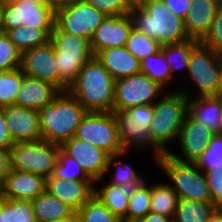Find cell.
Returning a JSON list of instances; mask_svg holds the SVG:
<instances>
[{
  "mask_svg": "<svg viewBox=\"0 0 222 222\" xmlns=\"http://www.w3.org/2000/svg\"><path fill=\"white\" fill-rule=\"evenodd\" d=\"M22 53L10 41L6 33H0V71L14 70L20 67Z\"/></svg>",
  "mask_w": 222,
  "mask_h": 222,
  "instance_id": "cell-39",
  "label": "cell"
},
{
  "mask_svg": "<svg viewBox=\"0 0 222 222\" xmlns=\"http://www.w3.org/2000/svg\"><path fill=\"white\" fill-rule=\"evenodd\" d=\"M75 137L101 148L109 156L123 152L113 111L87 112L77 127Z\"/></svg>",
  "mask_w": 222,
  "mask_h": 222,
  "instance_id": "cell-8",
  "label": "cell"
},
{
  "mask_svg": "<svg viewBox=\"0 0 222 222\" xmlns=\"http://www.w3.org/2000/svg\"><path fill=\"white\" fill-rule=\"evenodd\" d=\"M188 114L194 120L206 125L215 134L222 133V98L216 96L189 97Z\"/></svg>",
  "mask_w": 222,
  "mask_h": 222,
  "instance_id": "cell-24",
  "label": "cell"
},
{
  "mask_svg": "<svg viewBox=\"0 0 222 222\" xmlns=\"http://www.w3.org/2000/svg\"><path fill=\"white\" fill-rule=\"evenodd\" d=\"M94 187V196H96L116 217L122 222H127V211L131 189L125 186L103 184L96 190Z\"/></svg>",
  "mask_w": 222,
  "mask_h": 222,
  "instance_id": "cell-26",
  "label": "cell"
},
{
  "mask_svg": "<svg viewBox=\"0 0 222 222\" xmlns=\"http://www.w3.org/2000/svg\"><path fill=\"white\" fill-rule=\"evenodd\" d=\"M105 17L86 1H78L57 9L54 24L63 32L91 39Z\"/></svg>",
  "mask_w": 222,
  "mask_h": 222,
  "instance_id": "cell-13",
  "label": "cell"
},
{
  "mask_svg": "<svg viewBox=\"0 0 222 222\" xmlns=\"http://www.w3.org/2000/svg\"><path fill=\"white\" fill-rule=\"evenodd\" d=\"M133 27L131 14L106 16L90 39L94 56L102 50L126 46Z\"/></svg>",
  "mask_w": 222,
  "mask_h": 222,
  "instance_id": "cell-15",
  "label": "cell"
},
{
  "mask_svg": "<svg viewBox=\"0 0 222 222\" xmlns=\"http://www.w3.org/2000/svg\"><path fill=\"white\" fill-rule=\"evenodd\" d=\"M42 2L49 6L54 12L57 9L64 7V0H42Z\"/></svg>",
  "mask_w": 222,
  "mask_h": 222,
  "instance_id": "cell-50",
  "label": "cell"
},
{
  "mask_svg": "<svg viewBox=\"0 0 222 222\" xmlns=\"http://www.w3.org/2000/svg\"><path fill=\"white\" fill-rule=\"evenodd\" d=\"M199 42L195 39H188L180 43L161 46V52L169 65L172 76L176 70L182 68L187 70L192 49Z\"/></svg>",
  "mask_w": 222,
  "mask_h": 222,
  "instance_id": "cell-32",
  "label": "cell"
},
{
  "mask_svg": "<svg viewBox=\"0 0 222 222\" xmlns=\"http://www.w3.org/2000/svg\"><path fill=\"white\" fill-rule=\"evenodd\" d=\"M95 57L115 80L141 70L140 61L125 46L99 51Z\"/></svg>",
  "mask_w": 222,
  "mask_h": 222,
  "instance_id": "cell-23",
  "label": "cell"
},
{
  "mask_svg": "<svg viewBox=\"0 0 222 222\" xmlns=\"http://www.w3.org/2000/svg\"><path fill=\"white\" fill-rule=\"evenodd\" d=\"M23 78L24 73L20 67L14 70L0 71V108L15 105Z\"/></svg>",
  "mask_w": 222,
  "mask_h": 222,
  "instance_id": "cell-35",
  "label": "cell"
},
{
  "mask_svg": "<svg viewBox=\"0 0 222 222\" xmlns=\"http://www.w3.org/2000/svg\"><path fill=\"white\" fill-rule=\"evenodd\" d=\"M179 197L170 183H158L151 186L150 212L174 218Z\"/></svg>",
  "mask_w": 222,
  "mask_h": 222,
  "instance_id": "cell-27",
  "label": "cell"
},
{
  "mask_svg": "<svg viewBox=\"0 0 222 222\" xmlns=\"http://www.w3.org/2000/svg\"><path fill=\"white\" fill-rule=\"evenodd\" d=\"M156 163L174 183L170 186L179 199L212 203L205 173L200 172L201 170L195 163L178 161L169 153L156 159Z\"/></svg>",
  "mask_w": 222,
  "mask_h": 222,
  "instance_id": "cell-6",
  "label": "cell"
},
{
  "mask_svg": "<svg viewBox=\"0 0 222 222\" xmlns=\"http://www.w3.org/2000/svg\"><path fill=\"white\" fill-rule=\"evenodd\" d=\"M139 222H173V219L164 215L150 212Z\"/></svg>",
  "mask_w": 222,
  "mask_h": 222,
  "instance_id": "cell-48",
  "label": "cell"
},
{
  "mask_svg": "<svg viewBox=\"0 0 222 222\" xmlns=\"http://www.w3.org/2000/svg\"><path fill=\"white\" fill-rule=\"evenodd\" d=\"M60 145L47 140L15 142L10 147L11 169L47 178L56 166Z\"/></svg>",
  "mask_w": 222,
  "mask_h": 222,
  "instance_id": "cell-7",
  "label": "cell"
},
{
  "mask_svg": "<svg viewBox=\"0 0 222 222\" xmlns=\"http://www.w3.org/2000/svg\"><path fill=\"white\" fill-rule=\"evenodd\" d=\"M130 14L134 28L156 39L161 46L190 39L184 19L172 14L163 0H149L143 9L133 10Z\"/></svg>",
  "mask_w": 222,
  "mask_h": 222,
  "instance_id": "cell-3",
  "label": "cell"
},
{
  "mask_svg": "<svg viewBox=\"0 0 222 222\" xmlns=\"http://www.w3.org/2000/svg\"><path fill=\"white\" fill-rule=\"evenodd\" d=\"M216 208L209 202L179 199L173 222H207Z\"/></svg>",
  "mask_w": 222,
  "mask_h": 222,
  "instance_id": "cell-28",
  "label": "cell"
},
{
  "mask_svg": "<svg viewBox=\"0 0 222 222\" xmlns=\"http://www.w3.org/2000/svg\"><path fill=\"white\" fill-rule=\"evenodd\" d=\"M55 12L42 0H16L3 5V33L28 26L37 29H52Z\"/></svg>",
  "mask_w": 222,
  "mask_h": 222,
  "instance_id": "cell-10",
  "label": "cell"
},
{
  "mask_svg": "<svg viewBox=\"0 0 222 222\" xmlns=\"http://www.w3.org/2000/svg\"><path fill=\"white\" fill-rule=\"evenodd\" d=\"M0 222H38L30 200L0 199Z\"/></svg>",
  "mask_w": 222,
  "mask_h": 222,
  "instance_id": "cell-30",
  "label": "cell"
},
{
  "mask_svg": "<svg viewBox=\"0 0 222 222\" xmlns=\"http://www.w3.org/2000/svg\"><path fill=\"white\" fill-rule=\"evenodd\" d=\"M214 134L206 125L194 120L187 114L178 138V145H180L184 159L171 151L169 154L178 161L195 163L206 149L208 142Z\"/></svg>",
  "mask_w": 222,
  "mask_h": 222,
  "instance_id": "cell-16",
  "label": "cell"
},
{
  "mask_svg": "<svg viewBox=\"0 0 222 222\" xmlns=\"http://www.w3.org/2000/svg\"><path fill=\"white\" fill-rule=\"evenodd\" d=\"M164 95L153 104V120L148 130L152 142L167 154L170 152L167 144L179 138L180 129L188 114L190 96L184 90Z\"/></svg>",
  "mask_w": 222,
  "mask_h": 222,
  "instance_id": "cell-4",
  "label": "cell"
},
{
  "mask_svg": "<svg viewBox=\"0 0 222 222\" xmlns=\"http://www.w3.org/2000/svg\"><path fill=\"white\" fill-rule=\"evenodd\" d=\"M10 170V148L0 147V180L2 182Z\"/></svg>",
  "mask_w": 222,
  "mask_h": 222,
  "instance_id": "cell-47",
  "label": "cell"
},
{
  "mask_svg": "<svg viewBox=\"0 0 222 222\" xmlns=\"http://www.w3.org/2000/svg\"><path fill=\"white\" fill-rule=\"evenodd\" d=\"M207 222H222V208H216Z\"/></svg>",
  "mask_w": 222,
  "mask_h": 222,
  "instance_id": "cell-51",
  "label": "cell"
},
{
  "mask_svg": "<svg viewBox=\"0 0 222 222\" xmlns=\"http://www.w3.org/2000/svg\"><path fill=\"white\" fill-rule=\"evenodd\" d=\"M163 87L142 72L115 80L113 112H125L131 107L153 105Z\"/></svg>",
  "mask_w": 222,
  "mask_h": 222,
  "instance_id": "cell-9",
  "label": "cell"
},
{
  "mask_svg": "<svg viewBox=\"0 0 222 222\" xmlns=\"http://www.w3.org/2000/svg\"><path fill=\"white\" fill-rule=\"evenodd\" d=\"M78 1H85V0H64V6L67 5L68 3L78 2Z\"/></svg>",
  "mask_w": 222,
  "mask_h": 222,
  "instance_id": "cell-56",
  "label": "cell"
},
{
  "mask_svg": "<svg viewBox=\"0 0 222 222\" xmlns=\"http://www.w3.org/2000/svg\"><path fill=\"white\" fill-rule=\"evenodd\" d=\"M60 148L69 156L76 159L86 174L97 183L104 180L107 171L110 170L117 158L124 156L128 152H121L113 156H109L101 148L80 140L73 136L60 145ZM114 161V162H113Z\"/></svg>",
  "mask_w": 222,
  "mask_h": 222,
  "instance_id": "cell-11",
  "label": "cell"
},
{
  "mask_svg": "<svg viewBox=\"0 0 222 222\" xmlns=\"http://www.w3.org/2000/svg\"><path fill=\"white\" fill-rule=\"evenodd\" d=\"M52 176L64 180H92L73 157L59 149L58 160Z\"/></svg>",
  "mask_w": 222,
  "mask_h": 222,
  "instance_id": "cell-37",
  "label": "cell"
},
{
  "mask_svg": "<svg viewBox=\"0 0 222 222\" xmlns=\"http://www.w3.org/2000/svg\"><path fill=\"white\" fill-rule=\"evenodd\" d=\"M215 96L222 98V60H221L220 66H219L218 88H217V93Z\"/></svg>",
  "mask_w": 222,
  "mask_h": 222,
  "instance_id": "cell-52",
  "label": "cell"
},
{
  "mask_svg": "<svg viewBox=\"0 0 222 222\" xmlns=\"http://www.w3.org/2000/svg\"><path fill=\"white\" fill-rule=\"evenodd\" d=\"M126 3V14H130L133 10L143 9L149 0H124Z\"/></svg>",
  "mask_w": 222,
  "mask_h": 222,
  "instance_id": "cell-49",
  "label": "cell"
},
{
  "mask_svg": "<svg viewBox=\"0 0 222 222\" xmlns=\"http://www.w3.org/2000/svg\"><path fill=\"white\" fill-rule=\"evenodd\" d=\"M2 186L4 199L32 201L46 190V178L39 174L11 169Z\"/></svg>",
  "mask_w": 222,
  "mask_h": 222,
  "instance_id": "cell-19",
  "label": "cell"
},
{
  "mask_svg": "<svg viewBox=\"0 0 222 222\" xmlns=\"http://www.w3.org/2000/svg\"><path fill=\"white\" fill-rule=\"evenodd\" d=\"M3 32V5H0V33Z\"/></svg>",
  "mask_w": 222,
  "mask_h": 222,
  "instance_id": "cell-54",
  "label": "cell"
},
{
  "mask_svg": "<svg viewBox=\"0 0 222 222\" xmlns=\"http://www.w3.org/2000/svg\"><path fill=\"white\" fill-rule=\"evenodd\" d=\"M165 4L172 10V14L185 19L192 0H163Z\"/></svg>",
  "mask_w": 222,
  "mask_h": 222,
  "instance_id": "cell-45",
  "label": "cell"
},
{
  "mask_svg": "<svg viewBox=\"0 0 222 222\" xmlns=\"http://www.w3.org/2000/svg\"><path fill=\"white\" fill-rule=\"evenodd\" d=\"M221 60V55L201 41L192 49L187 71L199 90L196 97L216 95Z\"/></svg>",
  "mask_w": 222,
  "mask_h": 222,
  "instance_id": "cell-12",
  "label": "cell"
},
{
  "mask_svg": "<svg viewBox=\"0 0 222 222\" xmlns=\"http://www.w3.org/2000/svg\"><path fill=\"white\" fill-rule=\"evenodd\" d=\"M2 109L14 143L42 139L37 110L17 105H7Z\"/></svg>",
  "mask_w": 222,
  "mask_h": 222,
  "instance_id": "cell-17",
  "label": "cell"
},
{
  "mask_svg": "<svg viewBox=\"0 0 222 222\" xmlns=\"http://www.w3.org/2000/svg\"><path fill=\"white\" fill-rule=\"evenodd\" d=\"M144 180L141 184L131 188L127 222H139L150 213L151 185H147Z\"/></svg>",
  "mask_w": 222,
  "mask_h": 222,
  "instance_id": "cell-31",
  "label": "cell"
},
{
  "mask_svg": "<svg viewBox=\"0 0 222 222\" xmlns=\"http://www.w3.org/2000/svg\"><path fill=\"white\" fill-rule=\"evenodd\" d=\"M60 92L52 83L24 74L15 105L39 111L50 104Z\"/></svg>",
  "mask_w": 222,
  "mask_h": 222,
  "instance_id": "cell-20",
  "label": "cell"
},
{
  "mask_svg": "<svg viewBox=\"0 0 222 222\" xmlns=\"http://www.w3.org/2000/svg\"><path fill=\"white\" fill-rule=\"evenodd\" d=\"M118 126L120 147L128 152L133 147L145 148L152 146L155 160L164 153L152 142L148 128H142L134 123L124 112H114ZM131 146V147H130Z\"/></svg>",
  "mask_w": 222,
  "mask_h": 222,
  "instance_id": "cell-22",
  "label": "cell"
},
{
  "mask_svg": "<svg viewBox=\"0 0 222 222\" xmlns=\"http://www.w3.org/2000/svg\"><path fill=\"white\" fill-rule=\"evenodd\" d=\"M94 187L93 180L70 181L55 178L52 175L46 178V190L75 213L93 196Z\"/></svg>",
  "mask_w": 222,
  "mask_h": 222,
  "instance_id": "cell-18",
  "label": "cell"
},
{
  "mask_svg": "<svg viewBox=\"0 0 222 222\" xmlns=\"http://www.w3.org/2000/svg\"><path fill=\"white\" fill-rule=\"evenodd\" d=\"M31 203L38 222L68 219L75 214L70 207L52 196L47 190L36 196Z\"/></svg>",
  "mask_w": 222,
  "mask_h": 222,
  "instance_id": "cell-25",
  "label": "cell"
},
{
  "mask_svg": "<svg viewBox=\"0 0 222 222\" xmlns=\"http://www.w3.org/2000/svg\"><path fill=\"white\" fill-rule=\"evenodd\" d=\"M125 47L134 57L142 61L149 55L157 53L161 45L156 39L148 37L133 27Z\"/></svg>",
  "mask_w": 222,
  "mask_h": 222,
  "instance_id": "cell-36",
  "label": "cell"
},
{
  "mask_svg": "<svg viewBox=\"0 0 222 222\" xmlns=\"http://www.w3.org/2000/svg\"><path fill=\"white\" fill-rule=\"evenodd\" d=\"M201 42L222 56V2L217 8L209 32Z\"/></svg>",
  "mask_w": 222,
  "mask_h": 222,
  "instance_id": "cell-41",
  "label": "cell"
},
{
  "mask_svg": "<svg viewBox=\"0 0 222 222\" xmlns=\"http://www.w3.org/2000/svg\"><path fill=\"white\" fill-rule=\"evenodd\" d=\"M140 72L164 87L173 76L163 53L160 50L140 61Z\"/></svg>",
  "mask_w": 222,
  "mask_h": 222,
  "instance_id": "cell-33",
  "label": "cell"
},
{
  "mask_svg": "<svg viewBox=\"0 0 222 222\" xmlns=\"http://www.w3.org/2000/svg\"><path fill=\"white\" fill-rule=\"evenodd\" d=\"M212 203L222 208V167L212 168L205 172Z\"/></svg>",
  "mask_w": 222,
  "mask_h": 222,
  "instance_id": "cell-42",
  "label": "cell"
},
{
  "mask_svg": "<svg viewBox=\"0 0 222 222\" xmlns=\"http://www.w3.org/2000/svg\"><path fill=\"white\" fill-rule=\"evenodd\" d=\"M220 0H192L184 19L185 30L190 39L202 41L209 32Z\"/></svg>",
  "mask_w": 222,
  "mask_h": 222,
  "instance_id": "cell-21",
  "label": "cell"
},
{
  "mask_svg": "<svg viewBox=\"0 0 222 222\" xmlns=\"http://www.w3.org/2000/svg\"><path fill=\"white\" fill-rule=\"evenodd\" d=\"M51 32L52 29H37L21 26L8 31L6 34L10 41L22 53L28 49L47 44L50 41Z\"/></svg>",
  "mask_w": 222,
  "mask_h": 222,
  "instance_id": "cell-29",
  "label": "cell"
},
{
  "mask_svg": "<svg viewBox=\"0 0 222 222\" xmlns=\"http://www.w3.org/2000/svg\"><path fill=\"white\" fill-rule=\"evenodd\" d=\"M50 222H77L76 215L74 214L71 218L68 219H58Z\"/></svg>",
  "mask_w": 222,
  "mask_h": 222,
  "instance_id": "cell-53",
  "label": "cell"
},
{
  "mask_svg": "<svg viewBox=\"0 0 222 222\" xmlns=\"http://www.w3.org/2000/svg\"><path fill=\"white\" fill-rule=\"evenodd\" d=\"M38 112L42 139L58 145L75 136L77 127L87 113L69 91H61Z\"/></svg>",
  "mask_w": 222,
  "mask_h": 222,
  "instance_id": "cell-2",
  "label": "cell"
},
{
  "mask_svg": "<svg viewBox=\"0 0 222 222\" xmlns=\"http://www.w3.org/2000/svg\"><path fill=\"white\" fill-rule=\"evenodd\" d=\"M14 144V141L8 130L3 109L0 108V147L10 148Z\"/></svg>",
  "mask_w": 222,
  "mask_h": 222,
  "instance_id": "cell-46",
  "label": "cell"
},
{
  "mask_svg": "<svg viewBox=\"0 0 222 222\" xmlns=\"http://www.w3.org/2000/svg\"><path fill=\"white\" fill-rule=\"evenodd\" d=\"M16 0H0V5H7L15 2Z\"/></svg>",
  "mask_w": 222,
  "mask_h": 222,
  "instance_id": "cell-55",
  "label": "cell"
},
{
  "mask_svg": "<svg viewBox=\"0 0 222 222\" xmlns=\"http://www.w3.org/2000/svg\"><path fill=\"white\" fill-rule=\"evenodd\" d=\"M3 182L0 180V199L3 198V186H2Z\"/></svg>",
  "mask_w": 222,
  "mask_h": 222,
  "instance_id": "cell-57",
  "label": "cell"
},
{
  "mask_svg": "<svg viewBox=\"0 0 222 222\" xmlns=\"http://www.w3.org/2000/svg\"><path fill=\"white\" fill-rule=\"evenodd\" d=\"M50 42L55 48L61 91H68L80 69L94 57L90 39L63 32L54 24Z\"/></svg>",
  "mask_w": 222,
  "mask_h": 222,
  "instance_id": "cell-5",
  "label": "cell"
},
{
  "mask_svg": "<svg viewBox=\"0 0 222 222\" xmlns=\"http://www.w3.org/2000/svg\"><path fill=\"white\" fill-rule=\"evenodd\" d=\"M68 91L87 112H112L115 79L94 56L79 71Z\"/></svg>",
  "mask_w": 222,
  "mask_h": 222,
  "instance_id": "cell-1",
  "label": "cell"
},
{
  "mask_svg": "<svg viewBox=\"0 0 222 222\" xmlns=\"http://www.w3.org/2000/svg\"><path fill=\"white\" fill-rule=\"evenodd\" d=\"M195 164L204 173L222 167V133L214 134Z\"/></svg>",
  "mask_w": 222,
  "mask_h": 222,
  "instance_id": "cell-38",
  "label": "cell"
},
{
  "mask_svg": "<svg viewBox=\"0 0 222 222\" xmlns=\"http://www.w3.org/2000/svg\"><path fill=\"white\" fill-rule=\"evenodd\" d=\"M105 16H116L126 14V3L124 0H85Z\"/></svg>",
  "mask_w": 222,
  "mask_h": 222,
  "instance_id": "cell-43",
  "label": "cell"
},
{
  "mask_svg": "<svg viewBox=\"0 0 222 222\" xmlns=\"http://www.w3.org/2000/svg\"><path fill=\"white\" fill-rule=\"evenodd\" d=\"M118 165L117 169L114 172L111 181L108 182L113 185L125 186L128 188H133L141 184L144 180L142 175L138 173L135 169L132 168L128 163H116Z\"/></svg>",
  "mask_w": 222,
  "mask_h": 222,
  "instance_id": "cell-40",
  "label": "cell"
},
{
  "mask_svg": "<svg viewBox=\"0 0 222 222\" xmlns=\"http://www.w3.org/2000/svg\"><path fill=\"white\" fill-rule=\"evenodd\" d=\"M134 123L142 128H149L154 114L153 105L131 107L124 112Z\"/></svg>",
  "mask_w": 222,
  "mask_h": 222,
  "instance_id": "cell-44",
  "label": "cell"
},
{
  "mask_svg": "<svg viewBox=\"0 0 222 222\" xmlns=\"http://www.w3.org/2000/svg\"><path fill=\"white\" fill-rule=\"evenodd\" d=\"M20 69L26 76L52 83L61 91L55 48L50 41L22 52Z\"/></svg>",
  "mask_w": 222,
  "mask_h": 222,
  "instance_id": "cell-14",
  "label": "cell"
},
{
  "mask_svg": "<svg viewBox=\"0 0 222 222\" xmlns=\"http://www.w3.org/2000/svg\"><path fill=\"white\" fill-rule=\"evenodd\" d=\"M75 215L77 222H122L94 195Z\"/></svg>",
  "mask_w": 222,
  "mask_h": 222,
  "instance_id": "cell-34",
  "label": "cell"
}]
</instances>
